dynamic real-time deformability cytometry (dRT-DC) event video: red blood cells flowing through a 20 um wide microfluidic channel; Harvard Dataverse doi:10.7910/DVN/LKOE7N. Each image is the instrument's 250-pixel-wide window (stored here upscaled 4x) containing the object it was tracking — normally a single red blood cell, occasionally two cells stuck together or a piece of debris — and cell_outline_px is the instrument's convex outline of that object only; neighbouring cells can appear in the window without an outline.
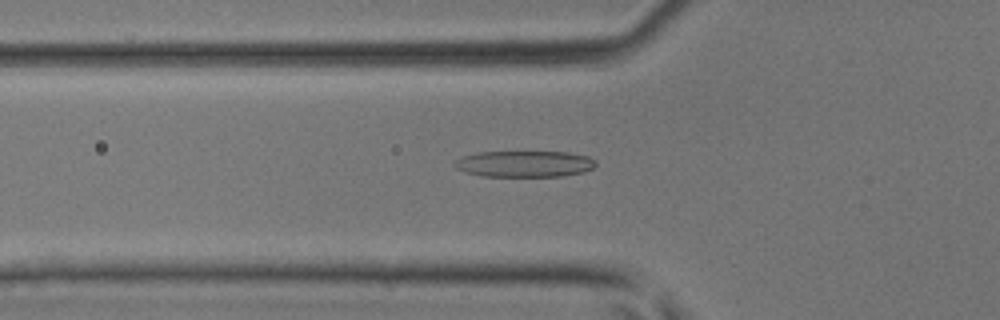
{"species": "common noctule bat (a hibernating species)", "species_latin": "Nyctalus noctula", "temperature_condition": "room temperature", "stored_images_in_passage": 34, "camera_frame_rate_fps": 3000, "um_per_image_px": 0.085, "animal": {"sex": "male", "body_mass_g": 17.9, "forearm_length_mm": 54.2}, "frame": {"image": 1, "passage_image": 5, "time_ms": 1.333, "image_size_px": [1000, 320], "cell_outline_px": [[596, 164], [592, 168], [584, 172], [564, 176], [480, 176], [464, 172], [456, 168], [452, 164], [456, 160], [464, 156], [476, 152], [568, 152], [588, 156], [596, 160]], "centroid_in_image_um": [44.58, 13.93], "position_along_channel_um": 81.2, "area_um2": 21.73}}
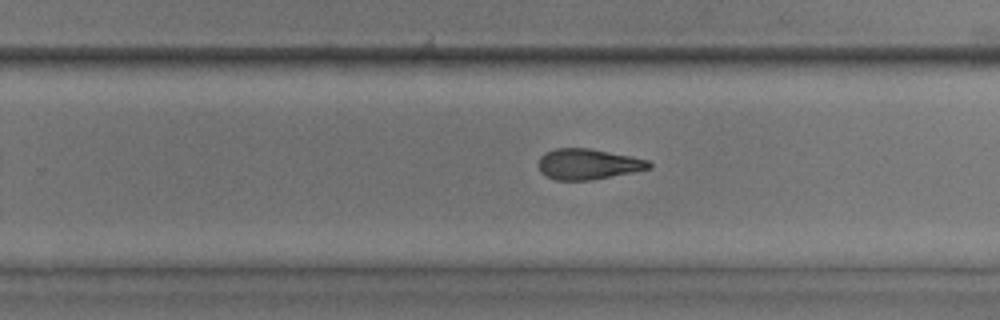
{"frame": {"image": 2, "passage_image": 18, "time_ms": 5.667, "image_size_px": [1000, 320], "cell_outline_px": [[652, 168], [632, 172], [588, 180], [556, 180], [544, 176], [540, 172], [536, 164], [540, 156], [544, 152], [556, 148], [588, 148], [632, 156], [648, 160], [652, 164]], "centroid_in_image_um": [49.92, 13.94], "position_along_channel_um": 279.9, "area_um2": 19.88}}
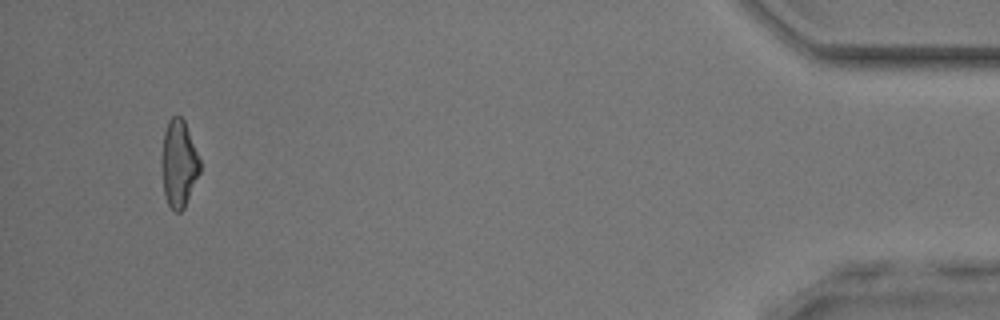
{"frame": {"image": 3, "passage_image": 32, "time_ms": 10.333, "image_size_px": [1000, 320], "cell_outline_px": [[200, 172], [184, 208], [180, 212], [176, 212], [168, 204], [164, 192], [164, 132], [168, 120], [172, 116], [180, 116], [184, 120], [200, 160]], "centroid_in_image_um": [15.24, 13.91], "position_along_channel_um": 420.0, "area_um2": 18.55}}